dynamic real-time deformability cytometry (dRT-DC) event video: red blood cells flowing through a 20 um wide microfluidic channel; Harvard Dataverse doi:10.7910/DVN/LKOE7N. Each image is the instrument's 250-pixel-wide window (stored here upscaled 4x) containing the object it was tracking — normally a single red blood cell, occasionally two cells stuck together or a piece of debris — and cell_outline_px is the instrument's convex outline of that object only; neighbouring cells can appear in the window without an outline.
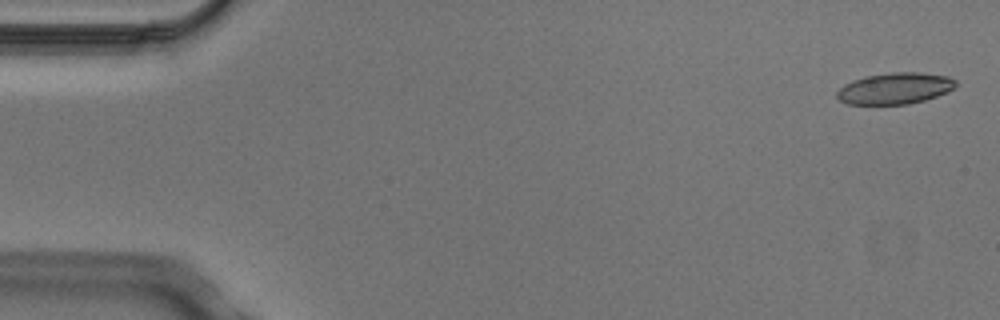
{"species": "Egyptian fruit bat (a non-hibernating species)", "species_latin": "Rousettus aegyptiacus", "temperature_condition": "cold", "stored_images_in_passage": 4, "camera_frame_rate_fps": 3000, "um_per_image_px": 0.085, "animal": {"sex": "male"}, "frame": {"image": 1, "passage_image": 1, "time_ms": 0.0, "image_size_px": [1000, 320], "cell_outline_px": [[956, 88], [948, 92], [924, 100], [908, 104], [848, 104], [840, 100], [836, 96], [836, 92], [844, 84], [852, 80], [864, 76], [892, 72], [920, 72], [948, 76], [956, 80]], "centroid_in_image_um": [76.08, 7.5], "position_along_channel_um": 8.9, "area_um2": 21.85}}
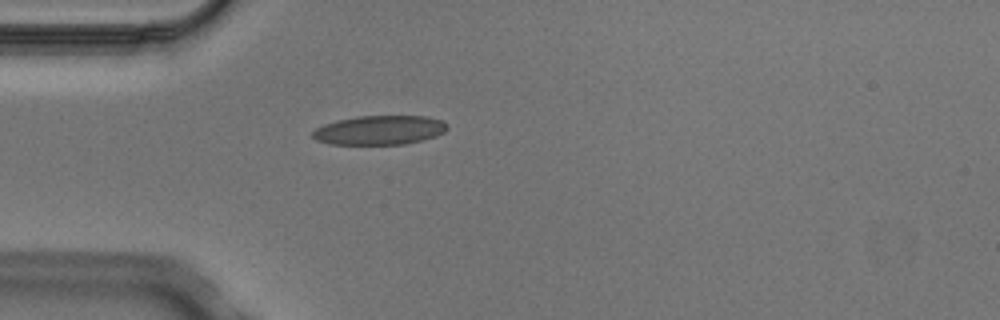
{"frame": {"image": 2, "passage_image": 4, "time_ms": 1.0, "image_size_px": [1000, 320], "cell_outline_px": [[448, 128], [444, 132], [436, 136], [424, 140], [404, 144], [332, 144], [316, 140], [312, 136], [312, 132], [316, 128], [324, 124], [336, 120], [356, 116], [428, 116], [444, 120], [448, 124]], "centroid_in_image_um": [32.3, 11.05], "position_along_channel_um": 52.7, "area_um2": 23.12}}